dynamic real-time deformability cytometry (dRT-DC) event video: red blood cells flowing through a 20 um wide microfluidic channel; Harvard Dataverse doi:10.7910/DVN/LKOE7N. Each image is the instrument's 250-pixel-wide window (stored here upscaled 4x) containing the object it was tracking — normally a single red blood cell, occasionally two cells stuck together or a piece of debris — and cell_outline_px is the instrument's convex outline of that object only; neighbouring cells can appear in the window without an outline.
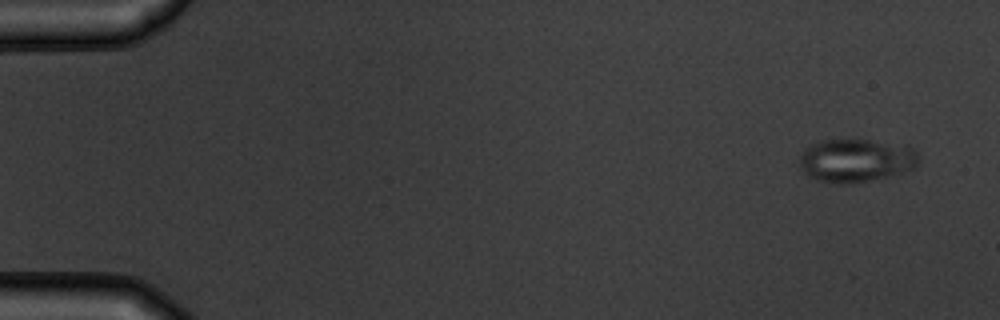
{"species": "common noctule bat (a hibernating species)", "species_latin": "Nyctalus noctula", "temperature_condition": "warm", "stored_images_in_passage": 5, "camera_frame_rate_fps": 3000, "um_per_image_px": 0.085, "animal": {"sex": "male", "body_mass_g": 19.5, "forearm_length_mm": 54.6}, "frame": {"image": 1, "passage_image": 1, "time_ms": 0.0, "image_size_px": [1000, 320], "cell_outline_px": [[916, 164], [912, 168], [872, 180], [852, 184], [836, 184], [816, 180], [808, 176], [800, 168], [800, 156], [804, 148], [816, 140], [868, 140], [908, 144], [916, 152]], "centroid_in_image_um": [72.69, 13.63], "position_along_channel_um": 12.3, "area_um2": 30.11}}